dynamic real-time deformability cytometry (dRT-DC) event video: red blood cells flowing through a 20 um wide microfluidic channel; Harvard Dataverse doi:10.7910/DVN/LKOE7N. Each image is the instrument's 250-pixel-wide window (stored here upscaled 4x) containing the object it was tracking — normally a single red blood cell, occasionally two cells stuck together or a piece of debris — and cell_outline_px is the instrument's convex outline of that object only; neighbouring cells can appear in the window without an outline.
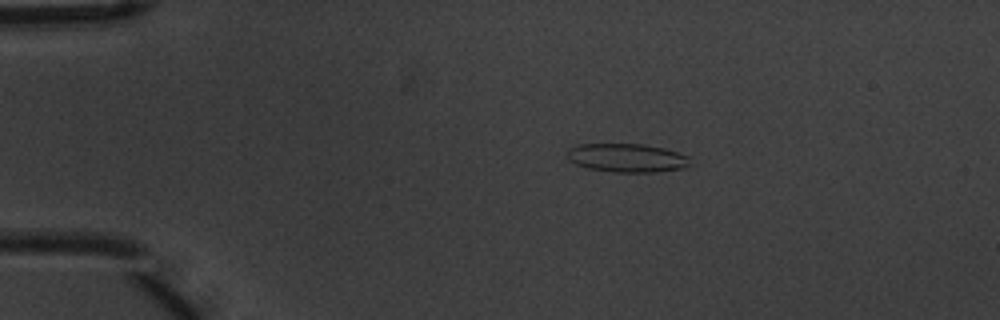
{"species": "common noctule bat (a hibernating species)", "species_latin": "Nyctalus noctula", "temperature_condition": "warm", "stored_images_in_passage": 10, "camera_frame_rate_fps": 3000, "um_per_image_px": 0.085, "animal": {"sex": "male", "body_mass_g": 20.1, "forearm_length_mm": 53.5}, "frame": {"image": 1, "passage_image": 2, "time_ms": 0.333, "image_size_px": [1000, 320], "cell_outline_px": [[692, 164], [680, 168], [656, 172], [616, 172], [588, 168], [576, 164], [568, 160], [568, 148], [576, 144], [644, 144], [664, 148], [688, 156]], "centroid_in_image_um": [53.27, 13.41], "position_along_channel_um": 31.7, "area_um2": 20.46}}
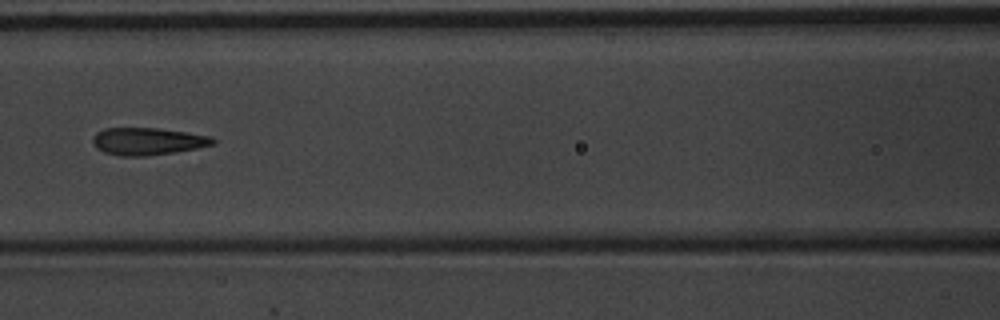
{"frame": {"image": 2, "passage_image": 6, "time_ms": 1.667, "image_size_px": [1000, 320], "cell_outline_px": [[216, 144], [176, 152], [148, 156], [120, 156], [104, 152], [96, 148], [92, 144], [92, 136], [96, 132], [104, 128], [156, 128], [212, 136], [216, 140]], "centroid_in_image_um": [12.53, 12.02], "position_along_channel_um": 154.1, "area_um2": 19.31}}
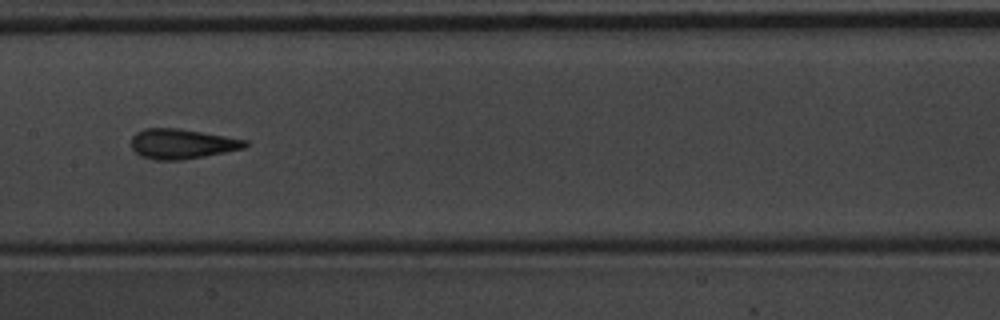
{"frame": {"image": 3, "passage_image": 7, "time_ms": 2.0, "image_size_px": [1000, 320], "cell_outline_px": [[248, 144], [244, 148], [204, 156], [180, 160], [156, 160], [140, 156], [132, 148], [132, 136], [136, 132], [144, 128], [180, 128], [248, 140]], "centroid_in_image_um": [15.45, 12.22], "position_along_channel_um": 192.0, "area_um2": 19.83}}